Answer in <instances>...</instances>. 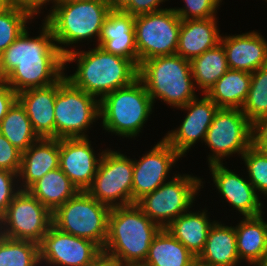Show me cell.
Segmentation results:
<instances>
[{"label": "cell", "mask_w": 267, "mask_h": 266, "mask_svg": "<svg viewBox=\"0 0 267 266\" xmlns=\"http://www.w3.org/2000/svg\"><path fill=\"white\" fill-rule=\"evenodd\" d=\"M26 28L0 54V79L17 94L56 83L65 73L64 56L51 28L43 21L39 36L29 37Z\"/></svg>", "instance_id": "obj_1"}, {"label": "cell", "mask_w": 267, "mask_h": 266, "mask_svg": "<svg viewBox=\"0 0 267 266\" xmlns=\"http://www.w3.org/2000/svg\"><path fill=\"white\" fill-rule=\"evenodd\" d=\"M77 62V70L65 75L75 87L100 96L131 85L138 79V67L129 59L113 55L96 46L88 51L71 50L64 56V65Z\"/></svg>", "instance_id": "obj_2"}, {"label": "cell", "mask_w": 267, "mask_h": 266, "mask_svg": "<svg viewBox=\"0 0 267 266\" xmlns=\"http://www.w3.org/2000/svg\"><path fill=\"white\" fill-rule=\"evenodd\" d=\"M161 229L136 203L112 207L108 216V236L102 251L116 258L122 266H141Z\"/></svg>", "instance_id": "obj_3"}, {"label": "cell", "mask_w": 267, "mask_h": 266, "mask_svg": "<svg viewBox=\"0 0 267 266\" xmlns=\"http://www.w3.org/2000/svg\"><path fill=\"white\" fill-rule=\"evenodd\" d=\"M138 79L144 84L153 103L155 99L172 107H182L198 97L190 60L178 54L158 56L139 64Z\"/></svg>", "instance_id": "obj_4"}, {"label": "cell", "mask_w": 267, "mask_h": 266, "mask_svg": "<svg viewBox=\"0 0 267 266\" xmlns=\"http://www.w3.org/2000/svg\"><path fill=\"white\" fill-rule=\"evenodd\" d=\"M51 8L43 21L51 28L55 43L63 56L71 52V49H65L67 46L72 47L74 43L91 40L93 37L98 41L104 20L111 11L106 0L60 3Z\"/></svg>", "instance_id": "obj_5"}, {"label": "cell", "mask_w": 267, "mask_h": 266, "mask_svg": "<svg viewBox=\"0 0 267 266\" xmlns=\"http://www.w3.org/2000/svg\"><path fill=\"white\" fill-rule=\"evenodd\" d=\"M153 105L146 87L136 79L131 85L117 89L100 100L103 129L122 138H135L152 114Z\"/></svg>", "instance_id": "obj_6"}, {"label": "cell", "mask_w": 267, "mask_h": 266, "mask_svg": "<svg viewBox=\"0 0 267 266\" xmlns=\"http://www.w3.org/2000/svg\"><path fill=\"white\" fill-rule=\"evenodd\" d=\"M110 209L87 191H79L52 213V225L64 233L90 240L103 249L108 236Z\"/></svg>", "instance_id": "obj_7"}, {"label": "cell", "mask_w": 267, "mask_h": 266, "mask_svg": "<svg viewBox=\"0 0 267 266\" xmlns=\"http://www.w3.org/2000/svg\"><path fill=\"white\" fill-rule=\"evenodd\" d=\"M54 111L56 139L88 137L85 132L100 118V99L75 87L64 74L58 80Z\"/></svg>", "instance_id": "obj_8"}, {"label": "cell", "mask_w": 267, "mask_h": 266, "mask_svg": "<svg viewBox=\"0 0 267 266\" xmlns=\"http://www.w3.org/2000/svg\"><path fill=\"white\" fill-rule=\"evenodd\" d=\"M201 184V178L175 174L168 182L140 198L136 204L153 222L166 228L193 206Z\"/></svg>", "instance_id": "obj_9"}, {"label": "cell", "mask_w": 267, "mask_h": 266, "mask_svg": "<svg viewBox=\"0 0 267 266\" xmlns=\"http://www.w3.org/2000/svg\"><path fill=\"white\" fill-rule=\"evenodd\" d=\"M181 24L173 8L135 16L138 67L145 60L176 54Z\"/></svg>", "instance_id": "obj_10"}, {"label": "cell", "mask_w": 267, "mask_h": 266, "mask_svg": "<svg viewBox=\"0 0 267 266\" xmlns=\"http://www.w3.org/2000/svg\"><path fill=\"white\" fill-rule=\"evenodd\" d=\"M205 145L212 153L208 165L222 164L224 157L243 153L252 145V123L238 108H218L207 130Z\"/></svg>", "instance_id": "obj_11"}, {"label": "cell", "mask_w": 267, "mask_h": 266, "mask_svg": "<svg viewBox=\"0 0 267 266\" xmlns=\"http://www.w3.org/2000/svg\"><path fill=\"white\" fill-rule=\"evenodd\" d=\"M133 169V159L105 149L97 173L86 191L110 208L132 204Z\"/></svg>", "instance_id": "obj_12"}, {"label": "cell", "mask_w": 267, "mask_h": 266, "mask_svg": "<svg viewBox=\"0 0 267 266\" xmlns=\"http://www.w3.org/2000/svg\"><path fill=\"white\" fill-rule=\"evenodd\" d=\"M1 235L39 244L52 226V212L27 190H21L0 217Z\"/></svg>", "instance_id": "obj_13"}, {"label": "cell", "mask_w": 267, "mask_h": 266, "mask_svg": "<svg viewBox=\"0 0 267 266\" xmlns=\"http://www.w3.org/2000/svg\"><path fill=\"white\" fill-rule=\"evenodd\" d=\"M38 245L40 264L47 266H88L103 252L96 243L64 233L53 225Z\"/></svg>", "instance_id": "obj_14"}, {"label": "cell", "mask_w": 267, "mask_h": 266, "mask_svg": "<svg viewBox=\"0 0 267 266\" xmlns=\"http://www.w3.org/2000/svg\"><path fill=\"white\" fill-rule=\"evenodd\" d=\"M182 156L163 138L139 160H133L132 204L167 180L172 166Z\"/></svg>", "instance_id": "obj_15"}, {"label": "cell", "mask_w": 267, "mask_h": 266, "mask_svg": "<svg viewBox=\"0 0 267 266\" xmlns=\"http://www.w3.org/2000/svg\"><path fill=\"white\" fill-rule=\"evenodd\" d=\"M92 148L88 137L59 139V167L79 191L92 184L105 151L96 156Z\"/></svg>", "instance_id": "obj_16"}, {"label": "cell", "mask_w": 267, "mask_h": 266, "mask_svg": "<svg viewBox=\"0 0 267 266\" xmlns=\"http://www.w3.org/2000/svg\"><path fill=\"white\" fill-rule=\"evenodd\" d=\"M218 106L206 95L199 100L194 98L178 109L188 111L179 128L169 131L164 140L182 157L196 141L203 142Z\"/></svg>", "instance_id": "obj_17"}, {"label": "cell", "mask_w": 267, "mask_h": 266, "mask_svg": "<svg viewBox=\"0 0 267 266\" xmlns=\"http://www.w3.org/2000/svg\"><path fill=\"white\" fill-rule=\"evenodd\" d=\"M209 169L222 198L226 199L243 217L264 215L262 201L259 200L260 198L249 180L229 170L223 163L211 164Z\"/></svg>", "instance_id": "obj_18"}, {"label": "cell", "mask_w": 267, "mask_h": 266, "mask_svg": "<svg viewBox=\"0 0 267 266\" xmlns=\"http://www.w3.org/2000/svg\"><path fill=\"white\" fill-rule=\"evenodd\" d=\"M97 46L113 55L131 60L138 67L135 16L122 10H111L102 25Z\"/></svg>", "instance_id": "obj_19"}, {"label": "cell", "mask_w": 267, "mask_h": 266, "mask_svg": "<svg viewBox=\"0 0 267 266\" xmlns=\"http://www.w3.org/2000/svg\"><path fill=\"white\" fill-rule=\"evenodd\" d=\"M220 43L229 69L253 73L267 65V41L258 31L221 36Z\"/></svg>", "instance_id": "obj_20"}, {"label": "cell", "mask_w": 267, "mask_h": 266, "mask_svg": "<svg viewBox=\"0 0 267 266\" xmlns=\"http://www.w3.org/2000/svg\"><path fill=\"white\" fill-rule=\"evenodd\" d=\"M58 81L52 85L28 89L17 94L34 131L40 138H55V100Z\"/></svg>", "instance_id": "obj_21"}, {"label": "cell", "mask_w": 267, "mask_h": 266, "mask_svg": "<svg viewBox=\"0 0 267 266\" xmlns=\"http://www.w3.org/2000/svg\"><path fill=\"white\" fill-rule=\"evenodd\" d=\"M58 167L59 139L40 138L22 153L18 172V181H23L20 183V190H27L46 173Z\"/></svg>", "instance_id": "obj_22"}, {"label": "cell", "mask_w": 267, "mask_h": 266, "mask_svg": "<svg viewBox=\"0 0 267 266\" xmlns=\"http://www.w3.org/2000/svg\"><path fill=\"white\" fill-rule=\"evenodd\" d=\"M216 17L182 20L176 54L191 60L220 43ZM220 34V35H219Z\"/></svg>", "instance_id": "obj_23"}, {"label": "cell", "mask_w": 267, "mask_h": 266, "mask_svg": "<svg viewBox=\"0 0 267 266\" xmlns=\"http://www.w3.org/2000/svg\"><path fill=\"white\" fill-rule=\"evenodd\" d=\"M208 211H186L165 229L196 257L203 251L208 233L215 221L210 222Z\"/></svg>", "instance_id": "obj_24"}, {"label": "cell", "mask_w": 267, "mask_h": 266, "mask_svg": "<svg viewBox=\"0 0 267 266\" xmlns=\"http://www.w3.org/2000/svg\"><path fill=\"white\" fill-rule=\"evenodd\" d=\"M198 258L217 266H238L241 261L237 252L235 227L222 225L215 220Z\"/></svg>", "instance_id": "obj_25"}, {"label": "cell", "mask_w": 267, "mask_h": 266, "mask_svg": "<svg viewBox=\"0 0 267 266\" xmlns=\"http://www.w3.org/2000/svg\"><path fill=\"white\" fill-rule=\"evenodd\" d=\"M236 225V245L239 259L254 265L267 254V222L262 214L243 217Z\"/></svg>", "instance_id": "obj_26"}, {"label": "cell", "mask_w": 267, "mask_h": 266, "mask_svg": "<svg viewBox=\"0 0 267 266\" xmlns=\"http://www.w3.org/2000/svg\"><path fill=\"white\" fill-rule=\"evenodd\" d=\"M27 191L52 213L79 192L60 167L46 173L34 182Z\"/></svg>", "instance_id": "obj_27"}, {"label": "cell", "mask_w": 267, "mask_h": 266, "mask_svg": "<svg viewBox=\"0 0 267 266\" xmlns=\"http://www.w3.org/2000/svg\"><path fill=\"white\" fill-rule=\"evenodd\" d=\"M251 73L229 69L206 93L219 108L241 109L250 89Z\"/></svg>", "instance_id": "obj_28"}, {"label": "cell", "mask_w": 267, "mask_h": 266, "mask_svg": "<svg viewBox=\"0 0 267 266\" xmlns=\"http://www.w3.org/2000/svg\"><path fill=\"white\" fill-rule=\"evenodd\" d=\"M195 257L168 230L162 228L154 237L141 266H192Z\"/></svg>", "instance_id": "obj_29"}, {"label": "cell", "mask_w": 267, "mask_h": 266, "mask_svg": "<svg viewBox=\"0 0 267 266\" xmlns=\"http://www.w3.org/2000/svg\"><path fill=\"white\" fill-rule=\"evenodd\" d=\"M193 81L206 94L229 70L226 53L221 43L190 60Z\"/></svg>", "instance_id": "obj_30"}, {"label": "cell", "mask_w": 267, "mask_h": 266, "mask_svg": "<svg viewBox=\"0 0 267 266\" xmlns=\"http://www.w3.org/2000/svg\"><path fill=\"white\" fill-rule=\"evenodd\" d=\"M0 133L22 153L40 139L34 131L24 107L18 100L14 102L1 120Z\"/></svg>", "instance_id": "obj_31"}, {"label": "cell", "mask_w": 267, "mask_h": 266, "mask_svg": "<svg viewBox=\"0 0 267 266\" xmlns=\"http://www.w3.org/2000/svg\"><path fill=\"white\" fill-rule=\"evenodd\" d=\"M34 16L30 10L10 2L0 9V54L29 28L26 23Z\"/></svg>", "instance_id": "obj_32"}, {"label": "cell", "mask_w": 267, "mask_h": 266, "mask_svg": "<svg viewBox=\"0 0 267 266\" xmlns=\"http://www.w3.org/2000/svg\"><path fill=\"white\" fill-rule=\"evenodd\" d=\"M39 245L0 235V266H39Z\"/></svg>", "instance_id": "obj_33"}, {"label": "cell", "mask_w": 267, "mask_h": 266, "mask_svg": "<svg viewBox=\"0 0 267 266\" xmlns=\"http://www.w3.org/2000/svg\"><path fill=\"white\" fill-rule=\"evenodd\" d=\"M241 110L251 123L267 115V65L251 73L250 89Z\"/></svg>", "instance_id": "obj_34"}, {"label": "cell", "mask_w": 267, "mask_h": 266, "mask_svg": "<svg viewBox=\"0 0 267 266\" xmlns=\"http://www.w3.org/2000/svg\"><path fill=\"white\" fill-rule=\"evenodd\" d=\"M247 167L248 180L256 192L267 196V152L251 145L241 156Z\"/></svg>", "instance_id": "obj_35"}, {"label": "cell", "mask_w": 267, "mask_h": 266, "mask_svg": "<svg viewBox=\"0 0 267 266\" xmlns=\"http://www.w3.org/2000/svg\"><path fill=\"white\" fill-rule=\"evenodd\" d=\"M185 6L173 8L181 20L208 19L216 17L222 0H183Z\"/></svg>", "instance_id": "obj_36"}, {"label": "cell", "mask_w": 267, "mask_h": 266, "mask_svg": "<svg viewBox=\"0 0 267 266\" xmlns=\"http://www.w3.org/2000/svg\"><path fill=\"white\" fill-rule=\"evenodd\" d=\"M17 178L18 174L0 169V217L6 212L14 197L21 191L20 187L15 184V182L20 183Z\"/></svg>", "instance_id": "obj_37"}, {"label": "cell", "mask_w": 267, "mask_h": 266, "mask_svg": "<svg viewBox=\"0 0 267 266\" xmlns=\"http://www.w3.org/2000/svg\"><path fill=\"white\" fill-rule=\"evenodd\" d=\"M22 152L0 133V169L18 174Z\"/></svg>", "instance_id": "obj_38"}, {"label": "cell", "mask_w": 267, "mask_h": 266, "mask_svg": "<svg viewBox=\"0 0 267 266\" xmlns=\"http://www.w3.org/2000/svg\"><path fill=\"white\" fill-rule=\"evenodd\" d=\"M167 0H131V2L122 10L133 16L158 12L164 8H158L160 4Z\"/></svg>", "instance_id": "obj_39"}, {"label": "cell", "mask_w": 267, "mask_h": 266, "mask_svg": "<svg viewBox=\"0 0 267 266\" xmlns=\"http://www.w3.org/2000/svg\"><path fill=\"white\" fill-rule=\"evenodd\" d=\"M252 145L267 152V115L252 123Z\"/></svg>", "instance_id": "obj_40"}, {"label": "cell", "mask_w": 267, "mask_h": 266, "mask_svg": "<svg viewBox=\"0 0 267 266\" xmlns=\"http://www.w3.org/2000/svg\"><path fill=\"white\" fill-rule=\"evenodd\" d=\"M16 100L17 93L3 79H0V122Z\"/></svg>", "instance_id": "obj_41"}, {"label": "cell", "mask_w": 267, "mask_h": 266, "mask_svg": "<svg viewBox=\"0 0 267 266\" xmlns=\"http://www.w3.org/2000/svg\"><path fill=\"white\" fill-rule=\"evenodd\" d=\"M8 2L30 10L35 16L41 13L44 4L49 2L54 4V0H8Z\"/></svg>", "instance_id": "obj_42"}, {"label": "cell", "mask_w": 267, "mask_h": 266, "mask_svg": "<svg viewBox=\"0 0 267 266\" xmlns=\"http://www.w3.org/2000/svg\"><path fill=\"white\" fill-rule=\"evenodd\" d=\"M88 266H122L121 263L113 257L101 253L91 264Z\"/></svg>", "instance_id": "obj_43"}, {"label": "cell", "mask_w": 267, "mask_h": 266, "mask_svg": "<svg viewBox=\"0 0 267 266\" xmlns=\"http://www.w3.org/2000/svg\"><path fill=\"white\" fill-rule=\"evenodd\" d=\"M111 10H123L131 0H106Z\"/></svg>", "instance_id": "obj_44"}, {"label": "cell", "mask_w": 267, "mask_h": 266, "mask_svg": "<svg viewBox=\"0 0 267 266\" xmlns=\"http://www.w3.org/2000/svg\"><path fill=\"white\" fill-rule=\"evenodd\" d=\"M192 266H217L215 264L207 263L198 257H195Z\"/></svg>", "instance_id": "obj_45"}, {"label": "cell", "mask_w": 267, "mask_h": 266, "mask_svg": "<svg viewBox=\"0 0 267 266\" xmlns=\"http://www.w3.org/2000/svg\"><path fill=\"white\" fill-rule=\"evenodd\" d=\"M253 266H267V254L263 255Z\"/></svg>", "instance_id": "obj_46"}, {"label": "cell", "mask_w": 267, "mask_h": 266, "mask_svg": "<svg viewBox=\"0 0 267 266\" xmlns=\"http://www.w3.org/2000/svg\"><path fill=\"white\" fill-rule=\"evenodd\" d=\"M84 0H54V4H60V3H72V2H79Z\"/></svg>", "instance_id": "obj_47"}, {"label": "cell", "mask_w": 267, "mask_h": 266, "mask_svg": "<svg viewBox=\"0 0 267 266\" xmlns=\"http://www.w3.org/2000/svg\"><path fill=\"white\" fill-rule=\"evenodd\" d=\"M7 3L8 0H0V9H2Z\"/></svg>", "instance_id": "obj_48"}]
</instances>
